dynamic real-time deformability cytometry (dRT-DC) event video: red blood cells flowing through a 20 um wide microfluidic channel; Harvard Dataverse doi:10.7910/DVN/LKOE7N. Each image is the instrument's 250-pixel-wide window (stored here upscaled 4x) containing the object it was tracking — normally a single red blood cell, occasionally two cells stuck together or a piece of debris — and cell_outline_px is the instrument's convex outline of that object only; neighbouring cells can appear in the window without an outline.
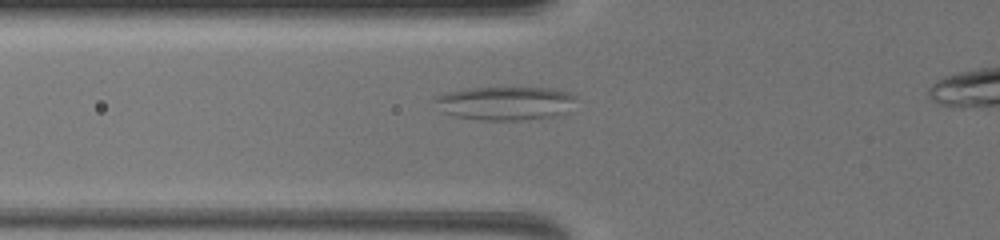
{"species": "common noctule bat (a hibernating species)", "species_latin": "Nyctalus noctula", "temperature_condition": "warm", "stored_images_in_passage": 47, "camera_frame_rate_fps": 3000, "um_per_image_px": 0.085, "animal": {"sex": "female", "body_mass_g": 19.5, "forearm_length_mm": 54.1}, "frame": {"image": 1, "passage_image": 3, "time_ms": 1.0, "image_size_px": [1000, 240], "cell_outline_px": [[572, 100], [552, 116], [516, 120], [480, 120], [456, 116], [444, 112], [432, 100], [436, 96], [448, 92], [468, 88], [548, 88], [564, 92], [572, 96]], "centroid_in_image_um": [42.74, 8.76], "position_along_channel_um": 83.1, "area_um2": 26.36}}
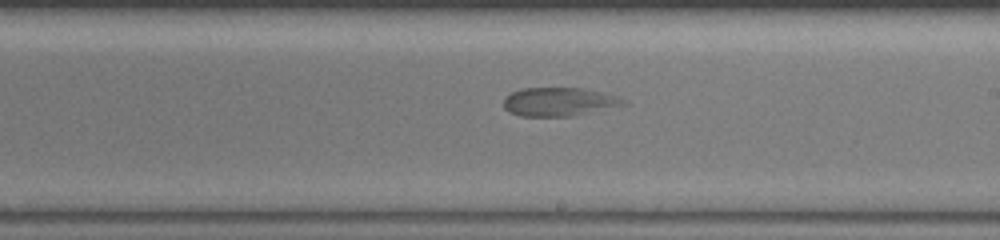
{"frame": {"image": 2, "passage_image": 21, "time_ms": 5.0, "image_size_px": [1000, 240], "cell_outline_px": [[612, 100], [608, 104], [568, 116], [520, 116], [508, 112], [504, 108], [504, 100], [512, 92], [524, 88], [580, 88], [592, 92]], "centroid_in_image_um": [46.97, 8.65], "position_along_channel_um": 242.0, "area_um2": 17.4}}
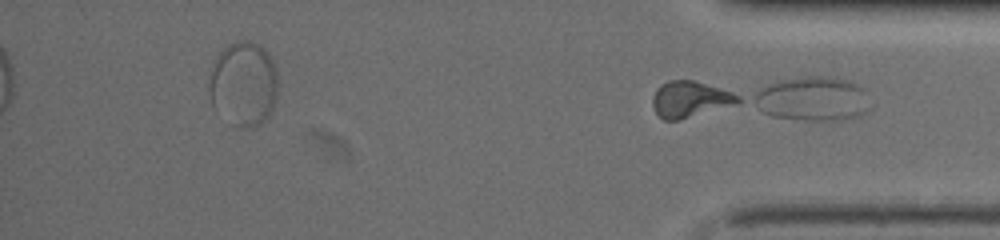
{"frame": {"image": 3, "passage_image": 47, "time_ms": 10.667, "image_size_px": [1000, 240], "cell_outline_px": [[740, 100], [680, 120], [664, 120], [656, 112], [652, 104], [652, 96], [656, 88], [668, 80], [692, 80], [740, 96]], "centroid_in_image_um": [58.51, 8.42], "position_along_channel_um": 376.7, "area_um2": 17.05}}